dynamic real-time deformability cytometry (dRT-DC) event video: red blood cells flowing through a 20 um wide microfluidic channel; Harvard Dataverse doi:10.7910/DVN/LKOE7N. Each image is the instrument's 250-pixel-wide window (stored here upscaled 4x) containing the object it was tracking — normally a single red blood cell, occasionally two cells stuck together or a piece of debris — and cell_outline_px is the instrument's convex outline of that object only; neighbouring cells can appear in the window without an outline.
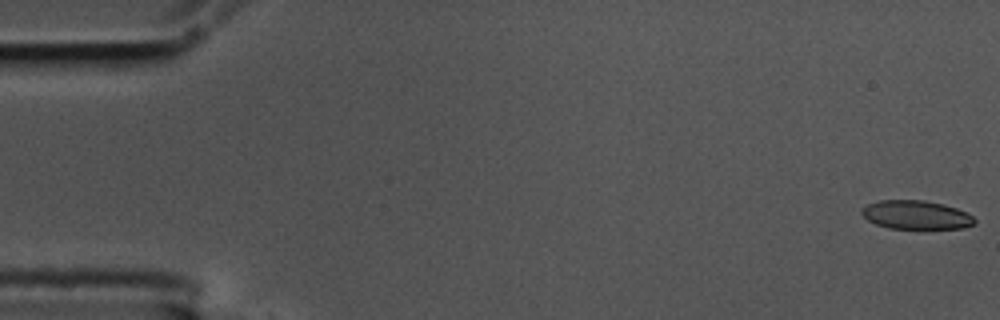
{"species": "common noctule bat (a hibernating species)", "species_latin": "Nyctalus noctula", "temperature_condition": "cold", "stored_images_in_passage": 3, "camera_frame_rate_fps": 3000, "um_per_image_px": 0.085, "animal": {"sex": "male", "body_mass_g": 17.5, "forearm_length_mm": 52.3}, "frame": {"image": 1, "passage_image": 1, "time_ms": 0.0, "image_size_px": [1000, 320], "cell_outline_px": [[976, 224], [964, 228], [888, 228], [876, 224], [868, 220], [860, 212], [868, 204], [880, 200], [924, 200], [944, 204], [968, 212], [976, 220]], "centroid_in_image_um": [77.91, 18.26], "position_along_channel_um": 7.1, "area_um2": 18.84}}